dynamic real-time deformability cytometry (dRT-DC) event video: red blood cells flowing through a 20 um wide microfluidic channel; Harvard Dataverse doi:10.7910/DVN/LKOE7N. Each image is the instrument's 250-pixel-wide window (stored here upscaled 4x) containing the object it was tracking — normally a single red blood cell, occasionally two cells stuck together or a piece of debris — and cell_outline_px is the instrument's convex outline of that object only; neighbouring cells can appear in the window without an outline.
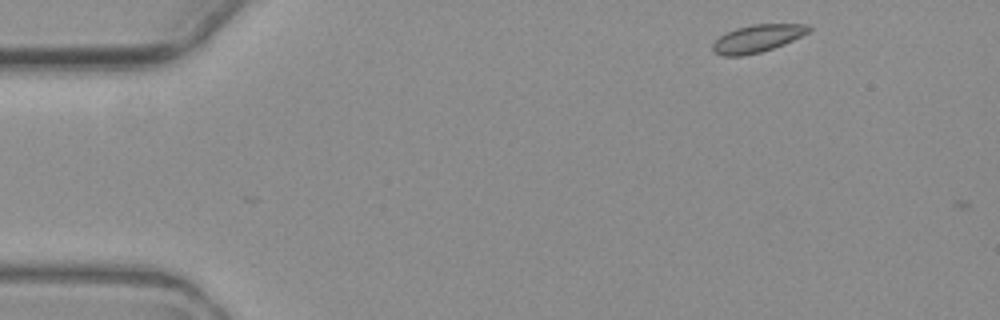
{"species": "common noctule bat (a hibernating species)", "species_latin": "Nyctalus noctula", "temperature_condition": "warm", "stored_images_in_passage": 2, "camera_frame_rate_fps": 3000, "um_per_image_px": 0.085, "animal": {"sex": "female", "body_mass_g": 19.3, "forearm_length_mm": 54.1}, "frame": {"image": 1, "passage_image": 1, "time_ms": 0.0, "image_size_px": [1000, 320], "cell_outline_px": [[812, 28], [808, 32], [784, 44], [760, 52], [740, 56], [720, 56], [712, 52], [712, 44], [720, 36], [736, 28], [752, 24], [808, 24]], "centroid_in_image_um": [64.34, 3.27], "position_along_channel_um": 20.7, "area_um2": 15.32}}